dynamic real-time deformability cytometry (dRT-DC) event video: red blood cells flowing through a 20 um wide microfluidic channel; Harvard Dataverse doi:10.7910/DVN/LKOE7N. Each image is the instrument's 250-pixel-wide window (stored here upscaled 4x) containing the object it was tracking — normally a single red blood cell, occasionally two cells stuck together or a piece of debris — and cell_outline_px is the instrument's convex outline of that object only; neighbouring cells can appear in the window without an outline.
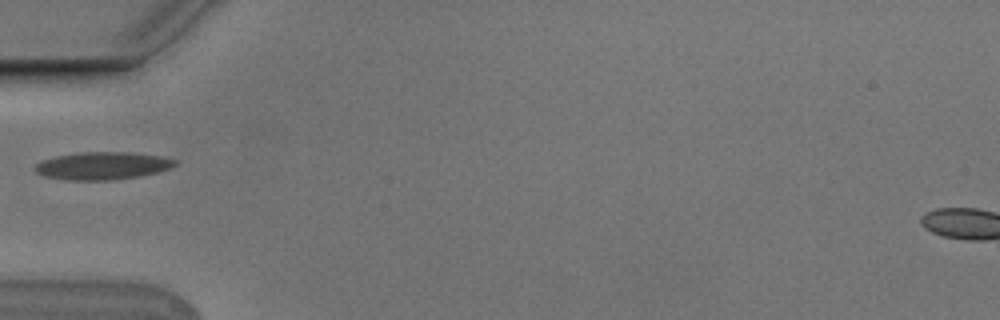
{"species": "Egyptian fruit bat (a non-hibernating species)", "species_latin": "Rousettus aegyptiacus", "temperature_condition": "cold", "stored_images_in_passage": 26, "camera_frame_rate_fps": 3000, "um_per_image_px": 0.085, "animal": {"sex": "male"}, "frame": {"image": 1, "passage_image": 1, "time_ms": 0.0, "image_size_px": [1000, 320], "cell_outline_px": [[176, 164], [168, 168], [156, 172], [136, 176], [108, 180], [68, 180], [44, 176], [36, 172], [36, 164], [44, 160], [56, 156], [80, 152], [132, 152], [164, 156], [176, 160]], "centroid_in_image_um": [8.71, 14.07], "position_along_channel_um": 76.3, "area_um2": 22.25}}